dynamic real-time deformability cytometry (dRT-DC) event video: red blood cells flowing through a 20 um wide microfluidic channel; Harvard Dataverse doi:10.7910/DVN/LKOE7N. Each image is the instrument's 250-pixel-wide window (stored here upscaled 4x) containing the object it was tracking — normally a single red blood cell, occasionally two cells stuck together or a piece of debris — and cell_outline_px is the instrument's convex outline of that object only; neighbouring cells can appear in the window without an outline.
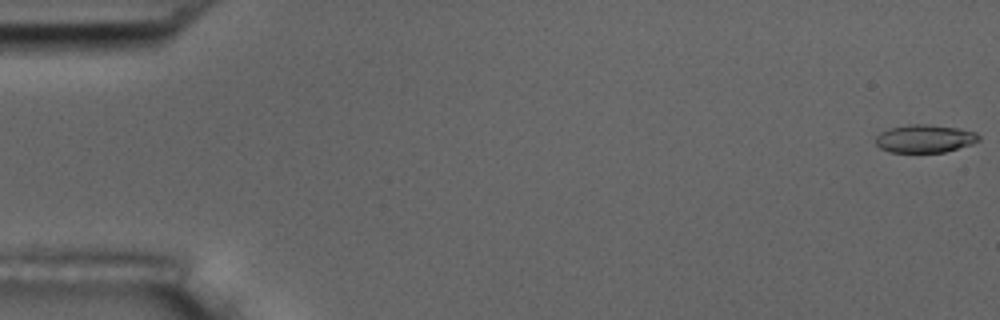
{"species": "common noctule bat (a hibernating species)", "species_latin": "Nyctalus noctula", "temperature_condition": "room temperature", "stored_images_in_passage": 9, "camera_frame_rate_fps": 3000, "um_per_image_px": 0.085, "animal": {"sex": "male", "body_mass_g": 17.5, "forearm_length_mm": 52.3}, "frame": {"image": 1, "passage_image": 1, "time_ms": 0.0, "image_size_px": [1000, 320], "cell_outline_px": [[980, 140], [972, 144], [944, 152], [892, 152], [880, 148], [876, 144], [876, 136], [880, 132], [888, 128], [908, 124], [928, 124], [960, 128], [976, 132], [980, 136]], "centroid_in_image_um": [78.62, 11.77], "position_along_channel_um": 6.4, "area_um2": 16.94}}
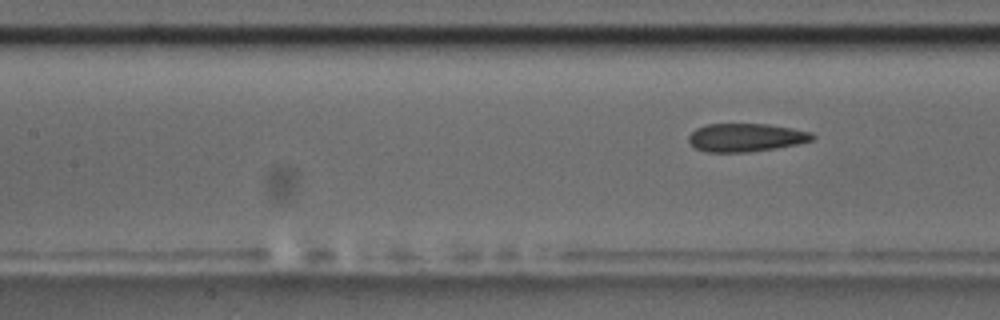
{"frame": {"image": 2, "passage_image": 9, "time_ms": 10.0, "image_size_px": [1000, 320], "cell_outline_px": [[816, 136], [812, 140], [796, 144], [776, 148], [748, 152], [708, 152], [696, 148], [688, 144], [688, 136], [696, 128], [708, 124], [768, 124], [792, 128], [812, 132]], "centroid_in_image_um": [63.38, 11.69], "position_along_channel_um": 144.0, "area_um2": 20.4}}